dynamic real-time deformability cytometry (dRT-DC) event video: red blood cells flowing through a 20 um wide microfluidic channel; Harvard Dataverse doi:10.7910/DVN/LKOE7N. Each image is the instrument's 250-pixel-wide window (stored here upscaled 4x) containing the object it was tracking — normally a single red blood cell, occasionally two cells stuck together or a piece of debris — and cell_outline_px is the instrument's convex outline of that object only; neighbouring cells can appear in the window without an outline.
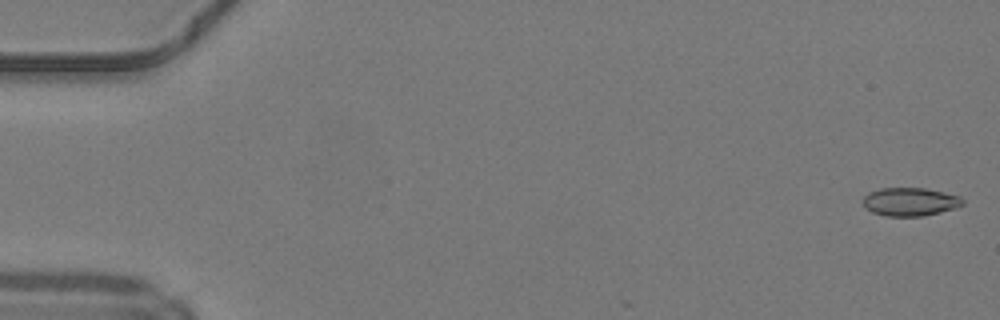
{"species": "common noctule bat (a hibernating species)", "species_latin": "Nyctalus noctula", "temperature_condition": "warm", "stored_images_in_passage": 7, "camera_frame_rate_fps": 3000, "um_per_image_px": 0.085, "animal": {"sex": "male", "body_mass_g": 19.2, "forearm_length_mm": 51.8}, "frame": {"image": 1, "passage_image": 1, "time_ms": 0.0, "image_size_px": [1000, 320], "cell_outline_px": [[964, 204], [956, 208], [924, 216], [888, 216], [872, 212], [864, 208], [860, 200], [868, 192], [880, 188], [924, 188], [944, 192], [960, 196], [964, 200]], "centroid_in_image_um": [77.32, 17.15], "position_along_channel_um": 7.7, "area_um2": 16.7}}